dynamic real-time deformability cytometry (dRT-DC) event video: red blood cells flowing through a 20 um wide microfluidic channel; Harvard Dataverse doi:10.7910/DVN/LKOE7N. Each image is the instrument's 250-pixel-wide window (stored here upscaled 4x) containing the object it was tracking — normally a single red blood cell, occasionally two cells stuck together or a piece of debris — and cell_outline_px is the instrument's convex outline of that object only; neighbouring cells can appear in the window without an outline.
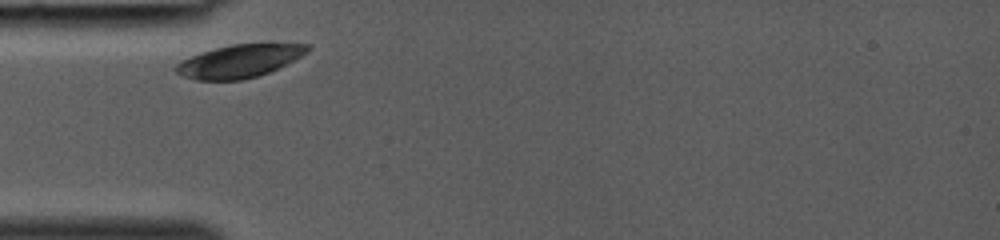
{"species": "common noctule bat (a hibernating species)", "species_latin": "Nyctalus noctula", "temperature_condition": "room temperature", "stored_images_in_passage": 23, "camera_frame_rate_fps": 3000, "um_per_image_px": 0.085, "animal": {"sex": "female", "body_mass_g": 19.0, "forearm_length_mm": 53.3}, "frame": {"image": 1, "passage_image": 1, "time_ms": 0.0, "image_size_px": [1000, 240], "cell_outline_px": [[312, 48], [308, 52], [268, 72], [256, 76], [240, 80], [196, 80], [180, 76], [176, 72], [176, 64], [180, 60], [216, 48], [232, 44], [308, 44]], "centroid_in_image_um": [20.3, 5.2], "position_along_channel_um": 64.7, "area_um2": 24.74}}
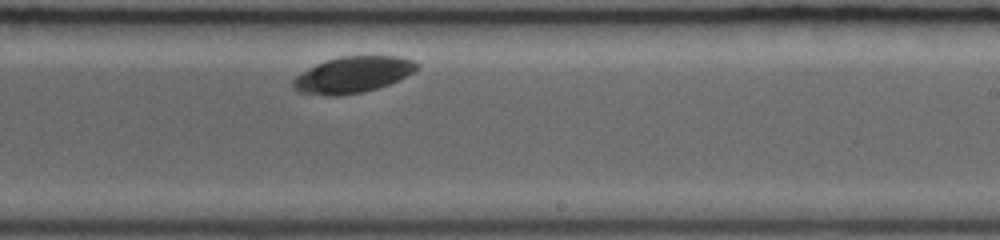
{"frame": {"image": 2, "passage_image": 14, "time_ms": 4.333, "image_size_px": [1000, 240], "cell_outline_px": [[420, 64], [412, 72], [388, 84], [376, 88], [360, 92], [336, 96], [328, 96], [300, 92], [292, 88], [292, 80], [300, 72], [324, 60], [340, 56], [400, 56], [412, 60]], "centroid_in_image_um": [29.92, 6.34], "position_along_channel_um": 259.1, "area_um2": 25.95}}
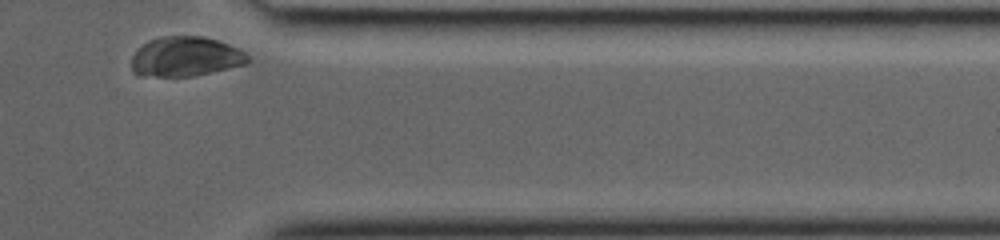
{"frame": {"image": 3, "passage_image": 23, "time_ms": 7.333, "image_size_px": [1000, 240], "cell_outline_px": [[252, 60], [248, 64], [192, 76], [144, 76], [132, 72], [132, 56], [148, 40], [164, 36], [204, 36], [228, 44], [244, 52]], "centroid_in_image_um": [15.79, 4.82], "position_along_channel_um": 395.6, "area_um2": 26.82}}